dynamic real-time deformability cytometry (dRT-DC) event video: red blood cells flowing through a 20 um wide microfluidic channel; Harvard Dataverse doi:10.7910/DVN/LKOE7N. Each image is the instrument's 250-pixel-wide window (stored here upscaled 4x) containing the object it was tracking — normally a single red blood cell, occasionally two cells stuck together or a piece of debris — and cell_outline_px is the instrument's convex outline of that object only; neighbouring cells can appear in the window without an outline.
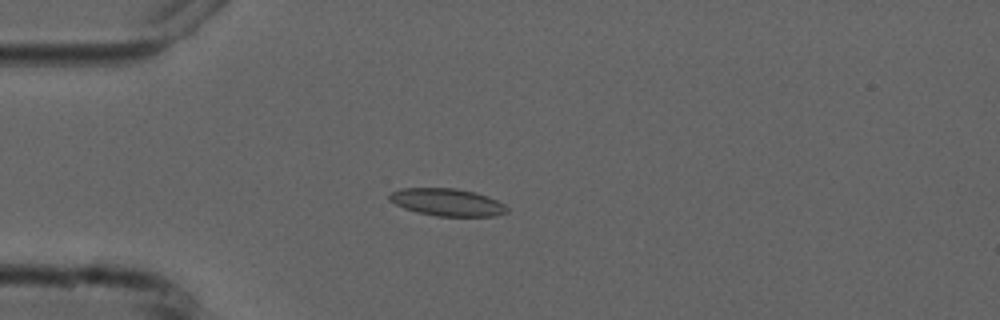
{"species": "common noctule bat (a hibernating species)", "species_latin": "Nyctalus noctula", "temperature_condition": "cold", "stored_images_in_passage": 3, "camera_frame_rate_fps": 3000, "um_per_image_px": 0.085, "animal": {"sex": "male", "forearm_length_mm": 52.5}, "frame": {"image": 1, "passage_image": 3, "time_ms": 3.333, "image_size_px": [1000, 320], "cell_outline_px": [[508, 212], [496, 216], [436, 216], [416, 212], [404, 208], [388, 200], [388, 192], [400, 188], [456, 188], [476, 192], [488, 196], [504, 204], [508, 208]], "centroid_in_image_um": [37.98, 17.18], "position_along_channel_um": 47.0, "area_um2": 19.02}}